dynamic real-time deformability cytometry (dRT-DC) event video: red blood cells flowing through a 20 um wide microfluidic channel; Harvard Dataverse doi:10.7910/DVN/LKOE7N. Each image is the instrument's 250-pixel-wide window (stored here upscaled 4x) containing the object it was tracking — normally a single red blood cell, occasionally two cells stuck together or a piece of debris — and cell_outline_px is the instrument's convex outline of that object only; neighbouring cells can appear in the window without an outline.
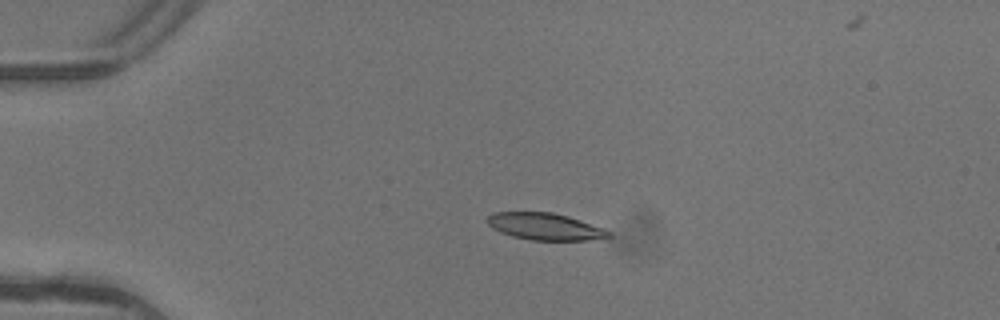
{"species": "common noctule bat (a hibernating species)", "species_latin": "Nyctalus noctula", "temperature_condition": "warm", "stored_images_in_passage": 4, "camera_frame_rate_fps": 3000, "um_per_image_px": 0.085, "animal": {"sex": "female"}, "frame": {"image": 1, "passage_image": 3, "time_ms": 0.667, "image_size_px": [1000, 320], "cell_outline_px": [[612, 236], [588, 240], [532, 240], [512, 236], [500, 232], [492, 228], [484, 220], [492, 212], [552, 212], [568, 216], [612, 232]], "centroid_in_image_um": [46.26, 19.25], "position_along_channel_um": 38.7, "area_um2": 18.96}}